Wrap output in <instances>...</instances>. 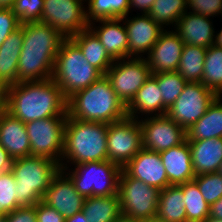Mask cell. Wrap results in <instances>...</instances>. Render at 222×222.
<instances>
[{
  "instance_id": "obj_21",
  "label": "cell",
  "mask_w": 222,
  "mask_h": 222,
  "mask_svg": "<svg viewBox=\"0 0 222 222\" xmlns=\"http://www.w3.org/2000/svg\"><path fill=\"white\" fill-rule=\"evenodd\" d=\"M99 23L95 26L96 23ZM89 24L108 55L115 61L128 58V37L122 18L98 20ZM122 22V24H121Z\"/></svg>"
},
{
  "instance_id": "obj_47",
  "label": "cell",
  "mask_w": 222,
  "mask_h": 222,
  "mask_svg": "<svg viewBox=\"0 0 222 222\" xmlns=\"http://www.w3.org/2000/svg\"><path fill=\"white\" fill-rule=\"evenodd\" d=\"M15 0H0V9H12Z\"/></svg>"
},
{
  "instance_id": "obj_3",
  "label": "cell",
  "mask_w": 222,
  "mask_h": 222,
  "mask_svg": "<svg viewBox=\"0 0 222 222\" xmlns=\"http://www.w3.org/2000/svg\"><path fill=\"white\" fill-rule=\"evenodd\" d=\"M67 115L81 121L110 124L126 117L127 107L103 75L67 99Z\"/></svg>"
},
{
  "instance_id": "obj_13",
  "label": "cell",
  "mask_w": 222,
  "mask_h": 222,
  "mask_svg": "<svg viewBox=\"0 0 222 222\" xmlns=\"http://www.w3.org/2000/svg\"><path fill=\"white\" fill-rule=\"evenodd\" d=\"M216 97L217 95L201 82H187L166 115L187 130L205 114Z\"/></svg>"
},
{
  "instance_id": "obj_4",
  "label": "cell",
  "mask_w": 222,
  "mask_h": 222,
  "mask_svg": "<svg viewBox=\"0 0 222 222\" xmlns=\"http://www.w3.org/2000/svg\"><path fill=\"white\" fill-rule=\"evenodd\" d=\"M108 128L109 124L81 121L67 115L59 166L70 168L85 162L107 160Z\"/></svg>"
},
{
  "instance_id": "obj_25",
  "label": "cell",
  "mask_w": 222,
  "mask_h": 222,
  "mask_svg": "<svg viewBox=\"0 0 222 222\" xmlns=\"http://www.w3.org/2000/svg\"><path fill=\"white\" fill-rule=\"evenodd\" d=\"M195 176L217 172L222 162V138L188 141Z\"/></svg>"
},
{
  "instance_id": "obj_37",
  "label": "cell",
  "mask_w": 222,
  "mask_h": 222,
  "mask_svg": "<svg viewBox=\"0 0 222 222\" xmlns=\"http://www.w3.org/2000/svg\"><path fill=\"white\" fill-rule=\"evenodd\" d=\"M193 180L209 205L222 197V176L218 172L200 174Z\"/></svg>"
},
{
  "instance_id": "obj_34",
  "label": "cell",
  "mask_w": 222,
  "mask_h": 222,
  "mask_svg": "<svg viewBox=\"0 0 222 222\" xmlns=\"http://www.w3.org/2000/svg\"><path fill=\"white\" fill-rule=\"evenodd\" d=\"M187 11L186 0H155L148 15L153 21L166 29L176 25L178 19Z\"/></svg>"
},
{
  "instance_id": "obj_15",
  "label": "cell",
  "mask_w": 222,
  "mask_h": 222,
  "mask_svg": "<svg viewBox=\"0 0 222 222\" xmlns=\"http://www.w3.org/2000/svg\"><path fill=\"white\" fill-rule=\"evenodd\" d=\"M122 19L128 37V58H145L165 29L148 14Z\"/></svg>"
},
{
  "instance_id": "obj_49",
  "label": "cell",
  "mask_w": 222,
  "mask_h": 222,
  "mask_svg": "<svg viewBox=\"0 0 222 222\" xmlns=\"http://www.w3.org/2000/svg\"><path fill=\"white\" fill-rule=\"evenodd\" d=\"M218 32L215 33L214 45L222 48V28Z\"/></svg>"
},
{
  "instance_id": "obj_31",
  "label": "cell",
  "mask_w": 222,
  "mask_h": 222,
  "mask_svg": "<svg viewBox=\"0 0 222 222\" xmlns=\"http://www.w3.org/2000/svg\"><path fill=\"white\" fill-rule=\"evenodd\" d=\"M89 24L98 20L116 19L129 15V0H85Z\"/></svg>"
},
{
  "instance_id": "obj_36",
  "label": "cell",
  "mask_w": 222,
  "mask_h": 222,
  "mask_svg": "<svg viewBox=\"0 0 222 222\" xmlns=\"http://www.w3.org/2000/svg\"><path fill=\"white\" fill-rule=\"evenodd\" d=\"M16 182L11 171L0 173V214H7L21 207L16 200Z\"/></svg>"
},
{
  "instance_id": "obj_42",
  "label": "cell",
  "mask_w": 222,
  "mask_h": 222,
  "mask_svg": "<svg viewBox=\"0 0 222 222\" xmlns=\"http://www.w3.org/2000/svg\"><path fill=\"white\" fill-rule=\"evenodd\" d=\"M37 222H65V218L53 207L39 201L36 204Z\"/></svg>"
},
{
  "instance_id": "obj_52",
  "label": "cell",
  "mask_w": 222,
  "mask_h": 222,
  "mask_svg": "<svg viewBox=\"0 0 222 222\" xmlns=\"http://www.w3.org/2000/svg\"><path fill=\"white\" fill-rule=\"evenodd\" d=\"M203 222H222V220L217 219V218H212V217H208L205 221Z\"/></svg>"
},
{
  "instance_id": "obj_53",
  "label": "cell",
  "mask_w": 222,
  "mask_h": 222,
  "mask_svg": "<svg viewBox=\"0 0 222 222\" xmlns=\"http://www.w3.org/2000/svg\"><path fill=\"white\" fill-rule=\"evenodd\" d=\"M0 222H7L6 214H0Z\"/></svg>"
},
{
  "instance_id": "obj_26",
  "label": "cell",
  "mask_w": 222,
  "mask_h": 222,
  "mask_svg": "<svg viewBox=\"0 0 222 222\" xmlns=\"http://www.w3.org/2000/svg\"><path fill=\"white\" fill-rule=\"evenodd\" d=\"M222 138V96H217L205 114L186 130L187 141Z\"/></svg>"
},
{
  "instance_id": "obj_27",
  "label": "cell",
  "mask_w": 222,
  "mask_h": 222,
  "mask_svg": "<svg viewBox=\"0 0 222 222\" xmlns=\"http://www.w3.org/2000/svg\"><path fill=\"white\" fill-rule=\"evenodd\" d=\"M70 39L80 48L88 63L105 75L114 60L108 55L96 34L87 28Z\"/></svg>"
},
{
  "instance_id": "obj_41",
  "label": "cell",
  "mask_w": 222,
  "mask_h": 222,
  "mask_svg": "<svg viewBox=\"0 0 222 222\" xmlns=\"http://www.w3.org/2000/svg\"><path fill=\"white\" fill-rule=\"evenodd\" d=\"M7 222H37L36 204L34 206H22L7 213Z\"/></svg>"
},
{
  "instance_id": "obj_1",
  "label": "cell",
  "mask_w": 222,
  "mask_h": 222,
  "mask_svg": "<svg viewBox=\"0 0 222 222\" xmlns=\"http://www.w3.org/2000/svg\"><path fill=\"white\" fill-rule=\"evenodd\" d=\"M5 110L24 123L67 116V99L52 78L23 81L5 88Z\"/></svg>"
},
{
  "instance_id": "obj_48",
  "label": "cell",
  "mask_w": 222,
  "mask_h": 222,
  "mask_svg": "<svg viewBox=\"0 0 222 222\" xmlns=\"http://www.w3.org/2000/svg\"><path fill=\"white\" fill-rule=\"evenodd\" d=\"M5 109V88L0 85V112Z\"/></svg>"
},
{
  "instance_id": "obj_18",
  "label": "cell",
  "mask_w": 222,
  "mask_h": 222,
  "mask_svg": "<svg viewBox=\"0 0 222 222\" xmlns=\"http://www.w3.org/2000/svg\"><path fill=\"white\" fill-rule=\"evenodd\" d=\"M129 176L159 190L169 185L160 153L142 148L123 168Z\"/></svg>"
},
{
  "instance_id": "obj_35",
  "label": "cell",
  "mask_w": 222,
  "mask_h": 222,
  "mask_svg": "<svg viewBox=\"0 0 222 222\" xmlns=\"http://www.w3.org/2000/svg\"><path fill=\"white\" fill-rule=\"evenodd\" d=\"M186 84L187 81H185L177 71L157 74V85L162 91L163 106L166 110L174 104Z\"/></svg>"
},
{
  "instance_id": "obj_7",
  "label": "cell",
  "mask_w": 222,
  "mask_h": 222,
  "mask_svg": "<svg viewBox=\"0 0 222 222\" xmlns=\"http://www.w3.org/2000/svg\"><path fill=\"white\" fill-rule=\"evenodd\" d=\"M60 170L71 179L75 189L85 198L118 195L122 168L108 160L85 162L70 169L60 167Z\"/></svg>"
},
{
  "instance_id": "obj_8",
  "label": "cell",
  "mask_w": 222,
  "mask_h": 222,
  "mask_svg": "<svg viewBox=\"0 0 222 222\" xmlns=\"http://www.w3.org/2000/svg\"><path fill=\"white\" fill-rule=\"evenodd\" d=\"M159 194L158 188L129 176L122 169L118 187L121 215L137 220L156 217Z\"/></svg>"
},
{
  "instance_id": "obj_5",
  "label": "cell",
  "mask_w": 222,
  "mask_h": 222,
  "mask_svg": "<svg viewBox=\"0 0 222 222\" xmlns=\"http://www.w3.org/2000/svg\"><path fill=\"white\" fill-rule=\"evenodd\" d=\"M10 171L16 182L17 203L21 207L34 206L42 200L60 166L52 159L30 155L13 160Z\"/></svg>"
},
{
  "instance_id": "obj_45",
  "label": "cell",
  "mask_w": 222,
  "mask_h": 222,
  "mask_svg": "<svg viewBox=\"0 0 222 222\" xmlns=\"http://www.w3.org/2000/svg\"><path fill=\"white\" fill-rule=\"evenodd\" d=\"M209 217L222 220V197L210 205Z\"/></svg>"
},
{
  "instance_id": "obj_51",
  "label": "cell",
  "mask_w": 222,
  "mask_h": 222,
  "mask_svg": "<svg viewBox=\"0 0 222 222\" xmlns=\"http://www.w3.org/2000/svg\"><path fill=\"white\" fill-rule=\"evenodd\" d=\"M141 222H165L162 219H159L157 216L149 219L141 220Z\"/></svg>"
},
{
  "instance_id": "obj_19",
  "label": "cell",
  "mask_w": 222,
  "mask_h": 222,
  "mask_svg": "<svg viewBox=\"0 0 222 222\" xmlns=\"http://www.w3.org/2000/svg\"><path fill=\"white\" fill-rule=\"evenodd\" d=\"M173 28L186 45L204 48L214 45L216 31L210 17L186 11Z\"/></svg>"
},
{
  "instance_id": "obj_44",
  "label": "cell",
  "mask_w": 222,
  "mask_h": 222,
  "mask_svg": "<svg viewBox=\"0 0 222 222\" xmlns=\"http://www.w3.org/2000/svg\"><path fill=\"white\" fill-rule=\"evenodd\" d=\"M12 162L9 153L0 145V173L10 171Z\"/></svg>"
},
{
  "instance_id": "obj_11",
  "label": "cell",
  "mask_w": 222,
  "mask_h": 222,
  "mask_svg": "<svg viewBox=\"0 0 222 222\" xmlns=\"http://www.w3.org/2000/svg\"><path fill=\"white\" fill-rule=\"evenodd\" d=\"M105 75L118 98L127 107L151 76V70L145 58L129 57L115 60Z\"/></svg>"
},
{
  "instance_id": "obj_43",
  "label": "cell",
  "mask_w": 222,
  "mask_h": 222,
  "mask_svg": "<svg viewBox=\"0 0 222 222\" xmlns=\"http://www.w3.org/2000/svg\"><path fill=\"white\" fill-rule=\"evenodd\" d=\"M154 2L155 0H129V13L133 10H139L142 15L148 14Z\"/></svg>"
},
{
  "instance_id": "obj_12",
  "label": "cell",
  "mask_w": 222,
  "mask_h": 222,
  "mask_svg": "<svg viewBox=\"0 0 222 222\" xmlns=\"http://www.w3.org/2000/svg\"><path fill=\"white\" fill-rule=\"evenodd\" d=\"M85 0H44L40 22L55 28L65 39L89 28Z\"/></svg>"
},
{
  "instance_id": "obj_10",
  "label": "cell",
  "mask_w": 222,
  "mask_h": 222,
  "mask_svg": "<svg viewBox=\"0 0 222 222\" xmlns=\"http://www.w3.org/2000/svg\"><path fill=\"white\" fill-rule=\"evenodd\" d=\"M142 149L139 120L126 116L109 124L107 160L123 168Z\"/></svg>"
},
{
  "instance_id": "obj_6",
  "label": "cell",
  "mask_w": 222,
  "mask_h": 222,
  "mask_svg": "<svg viewBox=\"0 0 222 222\" xmlns=\"http://www.w3.org/2000/svg\"><path fill=\"white\" fill-rule=\"evenodd\" d=\"M102 76L98 69L88 63L80 48L71 39L62 42L55 58L52 79L66 99Z\"/></svg>"
},
{
  "instance_id": "obj_16",
  "label": "cell",
  "mask_w": 222,
  "mask_h": 222,
  "mask_svg": "<svg viewBox=\"0 0 222 222\" xmlns=\"http://www.w3.org/2000/svg\"><path fill=\"white\" fill-rule=\"evenodd\" d=\"M84 200L85 197L78 193L71 179L60 170L52 178L41 201L66 219L82 211Z\"/></svg>"
},
{
  "instance_id": "obj_29",
  "label": "cell",
  "mask_w": 222,
  "mask_h": 222,
  "mask_svg": "<svg viewBox=\"0 0 222 222\" xmlns=\"http://www.w3.org/2000/svg\"><path fill=\"white\" fill-rule=\"evenodd\" d=\"M185 202L179 186L170 185L160 190L157 217L165 222H186Z\"/></svg>"
},
{
  "instance_id": "obj_2",
  "label": "cell",
  "mask_w": 222,
  "mask_h": 222,
  "mask_svg": "<svg viewBox=\"0 0 222 222\" xmlns=\"http://www.w3.org/2000/svg\"><path fill=\"white\" fill-rule=\"evenodd\" d=\"M23 44L18 61V82L52 78L55 58L65 38L42 22L23 24Z\"/></svg>"
},
{
  "instance_id": "obj_32",
  "label": "cell",
  "mask_w": 222,
  "mask_h": 222,
  "mask_svg": "<svg viewBox=\"0 0 222 222\" xmlns=\"http://www.w3.org/2000/svg\"><path fill=\"white\" fill-rule=\"evenodd\" d=\"M183 192L186 222H203L209 217L210 205L205 201L197 183L192 180L178 185Z\"/></svg>"
},
{
  "instance_id": "obj_40",
  "label": "cell",
  "mask_w": 222,
  "mask_h": 222,
  "mask_svg": "<svg viewBox=\"0 0 222 222\" xmlns=\"http://www.w3.org/2000/svg\"><path fill=\"white\" fill-rule=\"evenodd\" d=\"M20 25L18 18L11 9H0V46Z\"/></svg>"
},
{
  "instance_id": "obj_30",
  "label": "cell",
  "mask_w": 222,
  "mask_h": 222,
  "mask_svg": "<svg viewBox=\"0 0 222 222\" xmlns=\"http://www.w3.org/2000/svg\"><path fill=\"white\" fill-rule=\"evenodd\" d=\"M207 48L186 45L181 54L177 72L187 82H201Z\"/></svg>"
},
{
  "instance_id": "obj_17",
  "label": "cell",
  "mask_w": 222,
  "mask_h": 222,
  "mask_svg": "<svg viewBox=\"0 0 222 222\" xmlns=\"http://www.w3.org/2000/svg\"><path fill=\"white\" fill-rule=\"evenodd\" d=\"M183 48L184 42L178 34L167 27L145 57L151 74L177 71Z\"/></svg>"
},
{
  "instance_id": "obj_22",
  "label": "cell",
  "mask_w": 222,
  "mask_h": 222,
  "mask_svg": "<svg viewBox=\"0 0 222 222\" xmlns=\"http://www.w3.org/2000/svg\"><path fill=\"white\" fill-rule=\"evenodd\" d=\"M161 92L157 85V74H151L127 106V116L139 120L143 115L144 117L166 115L167 110L163 106Z\"/></svg>"
},
{
  "instance_id": "obj_24",
  "label": "cell",
  "mask_w": 222,
  "mask_h": 222,
  "mask_svg": "<svg viewBox=\"0 0 222 222\" xmlns=\"http://www.w3.org/2000/svg\"><path fill=\"white\" fill-rule=\"evenodd\" d=\"M23 24L0 46V85L7 88L18 82V61L23 44Z\"/></svg>"
},
{
  "instance_id": "obj_38",
  "label": "cell",
  "mask_w": 222,
  "mask_h": 222,
  "mask_svg": "<svg viewBox=\"0 0 222 222\" xmlns=\"http://www.w3.org/2000/svg\"><path fill=\"white\" fill-rule=\"evenodd\" d=\"M44 0H15L12 12L20 24L40 22Z\"/></svg>"
},
{
  "instance_id": "obj_20",
  "label": "cell",
  "mask_w": 222,
  "mask_h": 222,
  "mask_svg": "<svg viewBox=\"0 0 222 222\" xmlns=\"http://www.w3.org/2000/svg\"><path fill=\"white\" fill-rule=\"evenodd\" d=\"M0 145L13 160L31 155L25 123L5 109L0 112Z\"/></svg>"
},
{
  "instance_id": "obj_54",
  "label": "cell",
  "mask_w": 222,
  "mask_h": 222,
  "mask_svg": "<svg viewBox=\"0 0 222 222\" xmlns=\"http://www.w3.org/2000/svg\"><path fill=\"white\" fill-rule=\"evenodd\" d=\"M217 172L222 176V162H221Z\"/></svg>"
},
{
  "instance_id": "obj_23",
  "label": "cell",
  "mask_w": 222,
  "mask_h": 222,
  "mask_svg": "<svg viewBox=\"0 0 222 222\" xmlns=\"http://www.w3.org/2000/svg\"><path fill=\"white\" fill-rule=\"evenodd\" d=\"M166 169L169 185H181L192 181L196 176L193 171L191 152L188 141L160 152Z\"/></svg>"
},
{
  "instance_id": "obj_39",
  "label": "cell",
  "mask_w": 222,
  "mask_h": 222,
  "mask_svg": "<svg viewBox=\"0 0 222 222\" xmlns=\"http://www.w3.org/2000/svg\"><path fill=\"white\" fill-rule=\"evenodd\" d=\"M187 11L206 17H222V0H186ZM192 10V11H191Z\"/></svg>"
},
{
  "instance_id": "obj_46",
  "label": "cell",
  "mask_w": 222,
  "mask_h": 222,
  "mask_svg": "<svg viewBox=\"0 0 222 222\" xmlns=\"http://www.w3.org/2000/svg\"><path fill=\"white\" fill-rule=\"evenodd\" d=\"M65 222H87L84 213L80 211L74 214L72 217L66 218Z\"/></svg>"
},
{
  "instance_id": "obj_50",
  "label": "cell",
  "mask_w": 222,
  "mask_h": 222,
  "mask_svg": "<svg viewBox=\"0 0 222 222\" xmlns=\"http://www.w3.org/2000/svg\"><path fill=\"white\" fill-rule=\"evenodd\" d=\"M114 222H141V220L129 218L125 215H120Z\"/></svg>"
},
{
  "instance_id": "obj_14",
  "label": "cell",
  "mask_w": 222,
  "mask_h": 222,
  "mask_svg": "<svg viewBox=\"0 0 222 222\" xmlns=\"http://www.w3.org/2000/svg\"><path fill=\"white\" fill-rule=\"evenodd\" d=\"M142 130V148L162 152L186 141V130L167 115L139 119Z\"/></svg>"
},
{
  "instance_id": "obj_9",
  "label": "cell",
  "mask_w": 222,
  "mask_h": 222,
  "mask_svg": "<svg viewBox=\"0 0 222 222\" xmlns=\"http://www.w3.org/2000/svg\"><path fill=\"white\" fill-rule=\"evenodd\" d=\"M66 119L67 116H58L25 123L31 156L46 157L60 165Z\"/></svg>"
},
{
  "instance_id": "obj_33",
  "label": "cell",
  "mask_w": 222,
  "mask_h": 222,
  "mask_svg": "<svg viewBox=\"0 0 222 222\" xmlns=\"http://www.w3.org/2000/svg\"><path fill=\"white\" fill-rule=\"evenodd\" d=\"M201 83L217 96H222V48L215 45L207 48Z\"/></svg>"
},
{
  "instance_id": "obj_28",
  "label": "cell",
  "mask_w": 222,
  "mask_h": 222,
  "mask_svg": "<svg viewBox=\"0 0 222 222\" xmlns=\"http://www.w3.org/2000/svg\"><path fill=\"white\" fill-rule=\"evenodd\" d=\"M82 212L87 222H114L120 215L118 195L86 197Z\"/></svg>"
}]
</instances>
